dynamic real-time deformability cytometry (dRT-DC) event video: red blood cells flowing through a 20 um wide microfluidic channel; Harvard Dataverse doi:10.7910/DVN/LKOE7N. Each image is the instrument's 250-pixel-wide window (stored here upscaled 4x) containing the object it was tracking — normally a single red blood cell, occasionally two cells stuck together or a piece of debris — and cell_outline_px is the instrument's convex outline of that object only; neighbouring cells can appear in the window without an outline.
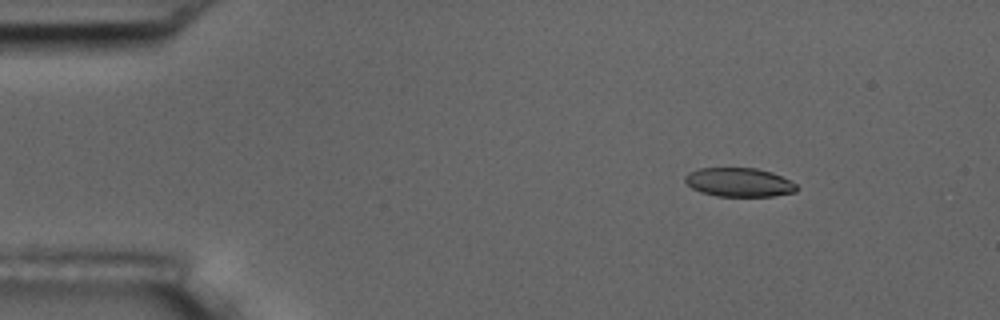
{"species": "common noctule bat (a hibernating species)", "species_latin": "Nyctalus noctula", "temperature_condition": "room temperature", "stored_images_in_passage": 7, "camera_frame_rate_fps": 3000, "um_per_image_px": 0.085, "animal": {"sex": "male", "body_mass_g": 17.5, "forearm_length_mm": 52.3}, "frame": {"image": 1, "passage_image": 2, "time_ms": 0.333, "image_size_px": [1000, 320], "cell_outline_px": [[800, 188], [796, 192], [772, 196], [716, 196], [700, 192], [692, 188], [684, 180], [684, 176], [688, 172], [700, 168], [756, 168], [772, 172], [796, 184]], "centroid_in_image_um": [62.81, 15.5], "position_along_channel_um": 22.2, "area_um2": 18.84}}
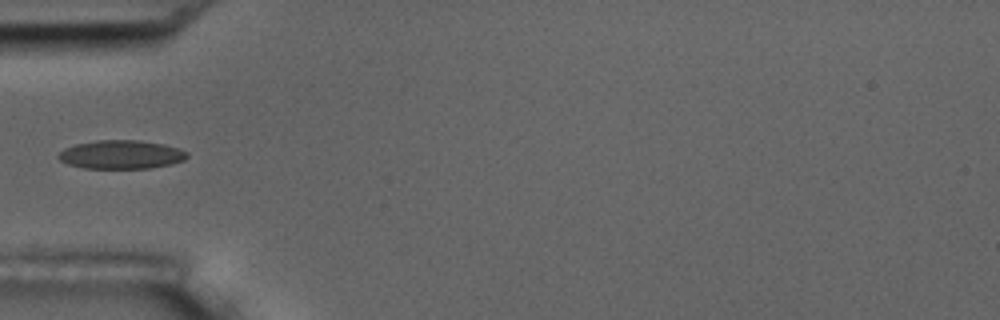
{"frame": {"image": 2, "passage_image": 5, "time_ms": 1.333, "image_size_px": [1000, 320], "cell_outline_px": [[188, 156], [184, 160], [172, 164], [148, 168], [84, 168], [68, 164], [60, 160], [56, 156], [64, 148], [76, 144], [96, 140], [140, 140], [164, 144], [180, 148], [188, 152]], "centroid_in_image_um": [10.32, 13.13], "position_along_channel_um": 74.7, "area_um2": 21.56}}